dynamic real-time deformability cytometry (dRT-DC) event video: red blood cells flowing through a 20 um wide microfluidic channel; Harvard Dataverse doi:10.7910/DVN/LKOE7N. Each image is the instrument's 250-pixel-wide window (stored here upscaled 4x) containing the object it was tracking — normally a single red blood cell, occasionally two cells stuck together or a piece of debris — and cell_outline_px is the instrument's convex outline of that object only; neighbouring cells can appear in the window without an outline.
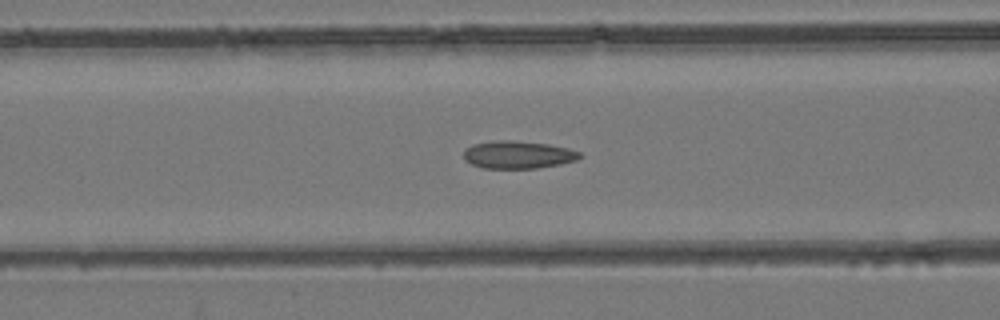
{"species": "common noctule bat (a hibernating species)", "species_latin": "Nyctalus noctula", "temperature_condition": "room temperature", "stored_images_in_passage": 53, "camera_frame_rate_fps": 3000, "um_per_image_px": 0.085, "animal": {"sex": "female", "body_mass_g": 24.6, "forearm_length_mm": 56.2}, "frame": {"image": 1, "passage_image": 22, "time_ms": 7.0, "image_size_px": [1000, 320], "cell_outline_px": [[584, 156], [576, 160], [560, 164], [536, 168], [480, 168], [464, 160], [464, 148], [472, 144], [492, 140], [512, 140], [548, 144], [568, 148], [580, 152]], "centroid_in_image_um": [44.0, 13.14], "position_along_channel_um": 122.6, "area_um2": 18.9}}
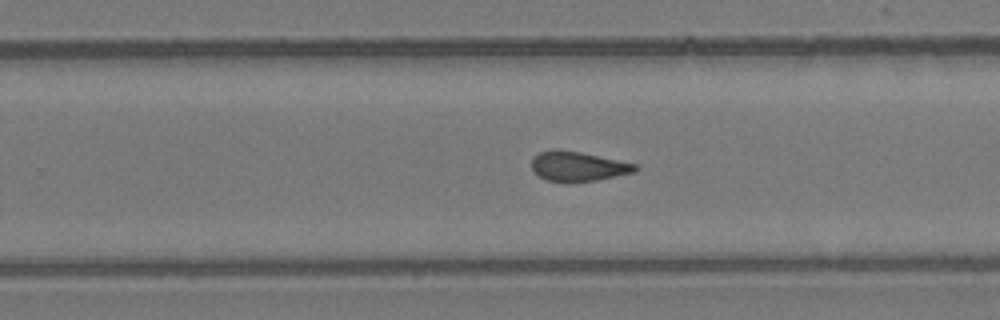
{"frame": {"image": 2, "passage_image": 34, "time_ms": 11.0, "image_size_px": [1000, 320], "cell_outline_px": [[640, 168], [636, 172], [596, 180], [548, 180], [540, 176], [532, 168], [532, 156], [540, 152], [552, 148], [560, 148], [580, 152], [636, 164]], "centroid_in_image_um": [49.14, 14.09], "position_along_channel_um": 280.7, "area_um2": 17.57}}
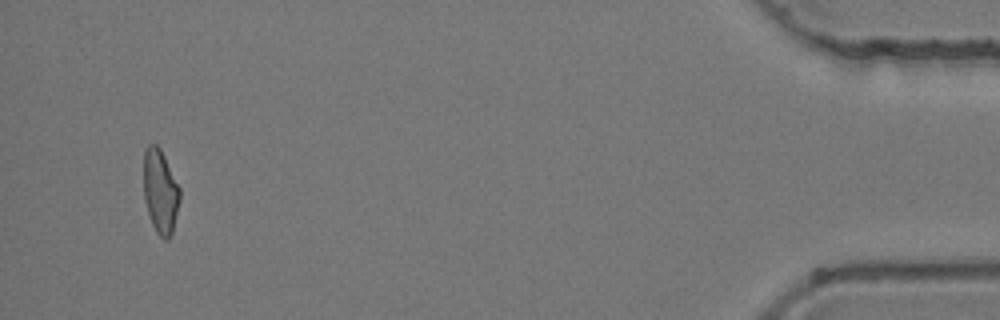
{"frame": {"image": 3, "passage_image": 51, "time_ms": 16.667, "image_size_px": [1000, 320], "cell_outline_px": [[180, 200], [172, 232], [168, 240], [164, 240], [156, 232], [152, 224], [144, 200], [144, 148], [148, 144], [156, 144], [160, 148], [180, 188]], "centroid_in_image_um": [13.62, 16.27], "position_along_channel_um": 421.6, "area_um2": 17.69}, "authors_computed_cell_mechanics": {"area_um2": 18.5538, "velocity_mm_per_s": 3.9646, "shape_relaxation_time_tau1_ms": null, "shape_relaxation_time_tau2_ms": 2.4509, "deformation_change_tau1": null, "deformation_change_tau2": 0.1125}}